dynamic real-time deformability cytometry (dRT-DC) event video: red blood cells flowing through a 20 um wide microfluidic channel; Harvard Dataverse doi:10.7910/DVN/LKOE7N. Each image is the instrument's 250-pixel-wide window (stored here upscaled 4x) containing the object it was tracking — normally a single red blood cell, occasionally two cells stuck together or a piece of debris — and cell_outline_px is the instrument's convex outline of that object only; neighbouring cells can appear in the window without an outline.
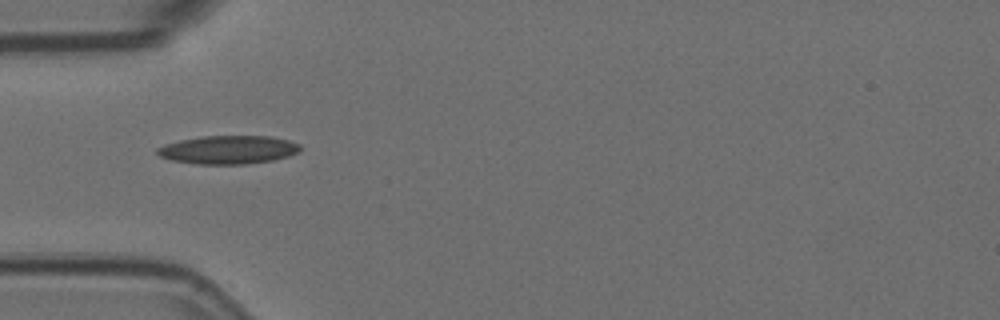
{"species": "Egyptian fruit bat (a non-hibernating species)", "species_latin": "Rousettus aegyptiacus", "temperature_condition": "room temperature", "stored_images_in_passage": 10, "camera_frame_rate_fps": 3000, "um_per_image_px": 0.085, "animal": {"sex": "female"}, "frame": {"image": 1, "passage_image": 1, "time_ms": 0.0, "image_size_px": [1000, 320], "cell_outline_px": [[300, 152], [288, 156], [272, 160], [248, 164], [196, 164], [172, 160], [160, 156], [156, 152], [156, 148], [164, 144], [180, 140], [200, 136], [272, 136], [288, 140], [300, 144]], "centroid_in_image_um": [19.4, 12.72], "position_along_channel_um": 65.6, "area_um2": 23.76}}
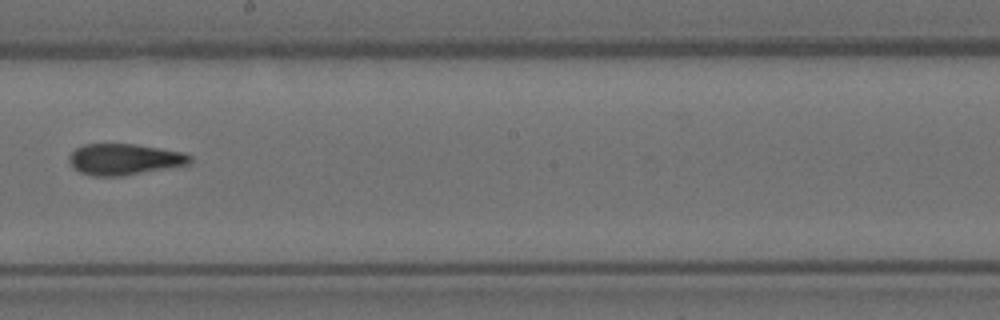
{"frame": {"image": 2, "passage_image": 5, "time_ms": 1.333, "image_size_px": [1000, 320], "cell_outline_px": [[192, 164], [124, 176], [92, 176], [80, 172], [72, 168], [68, 160], [68, 156], [76, 148], [84, 144], [136, 144], [184, 152], [192, 156]], "centroid_in_image_um": [10.59, 13.55], "position_along_channel_um": 237.6, "area_um2": 22.31}}
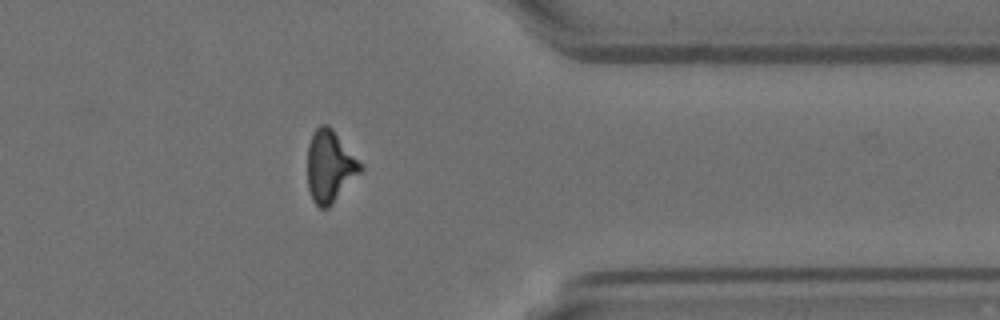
{"frame": {"image": 3, "passage_image": 9, "time_ms": 2.667, "image_size_px": [1000, 320], "cell_outline_px": [[364, 168], [332, 204], [328, 208], [320, 208], [312, 200], [308, 188], [308, 144], [312, 132], [320, 124], [328, 124], [332, 128], [364, 164]], "centroid_in_image_um": [28.05, 14.11], "position_along_channel_um": 383.4, "area_um2": 22.43}}